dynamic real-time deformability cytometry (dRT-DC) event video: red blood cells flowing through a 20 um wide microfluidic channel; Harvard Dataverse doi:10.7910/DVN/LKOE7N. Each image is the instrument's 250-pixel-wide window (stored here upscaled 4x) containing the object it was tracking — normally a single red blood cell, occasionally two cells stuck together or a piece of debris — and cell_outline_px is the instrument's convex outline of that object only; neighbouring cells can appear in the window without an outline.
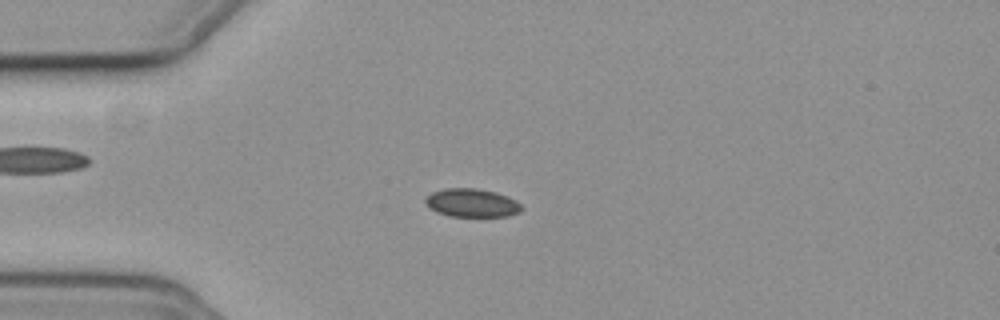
{"species": "common noctule bat (a hibernating species)", "species_latin": "Nyctalus noctula", "temperature_condition": "cold", "stored_images_in_passage": 54, "camera_frame_rate_fps": 3000, "um_per_image_px": 0.085, "animal": {"sex": "female", "body_mass_g": 19.3, "forearm_length_mm": 54.1}, "frame": {"image": 1, "passage_image": 13, "time_ms": 4.0, "image_size_px": [1000, 320], "cell_outline_px": [[524, 208], [520, 212], [508, 216], [448, 216], [436, 212], [428, 208], [424, 200], [432, 192], [444, 188], [476, 188], [496, 192], [516, 200]], "centroid_in_image_um": [40.1, 17.25], "position_along_channel_um": 44.9, "area_um2": 16.01}}
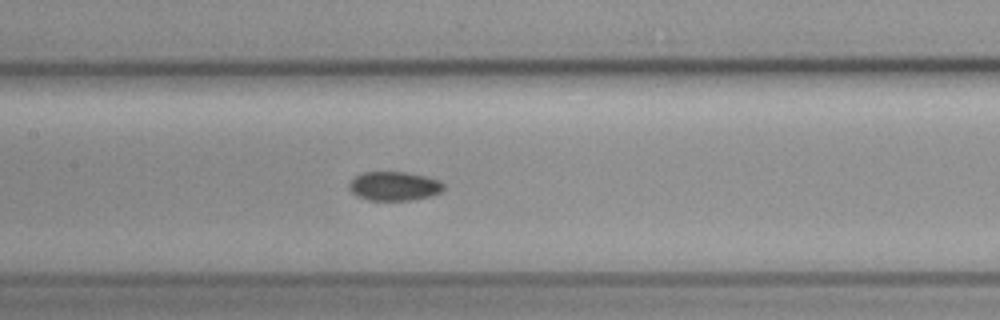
{"frame": {"image": 2, "passage_image": 25, "time_ms": 8.0, "image_size_px": [1000, 320], "cell_outline_px": [[444, 188], [440, 192], [432, 196], [408, 200], [368, 200], [356, 196], [348, 188], [348, 184], [356, 176], [364, 172], [404, 172], [424, 176], [440, 180], [444, 184]], "centroid_in_image_um": [33.5, 15.82], "position_along_channel_um": 173.9, "area_um2": 15.95}}
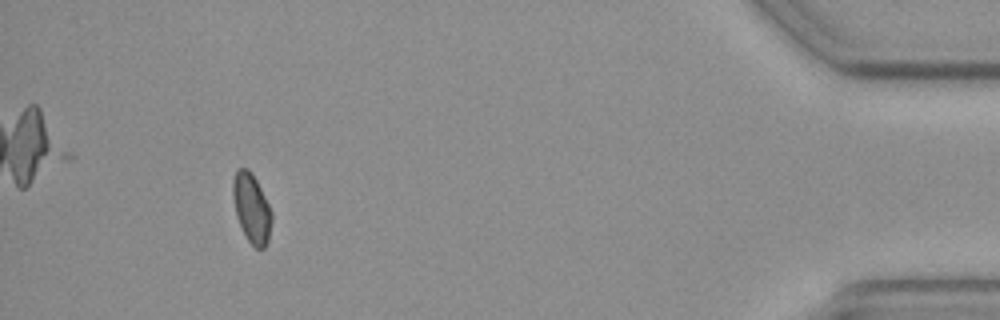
{"frame": {"image": 3, "passage_image": 50, "time_ms": 16.333, "image_size_px": [1000, 320], "cell_outline_px": [[272, 220], [268, 240], [264, 248], [256, 248], [248, 240], [236, 216], [232, 192], [232, 180], [236, 168], [248, 168], [256, 180], [272, 212]], "centroid_in_image_um": [21.37, 17.66], "position_along_channel_um": 413.8, "area_um2": 15.49}}